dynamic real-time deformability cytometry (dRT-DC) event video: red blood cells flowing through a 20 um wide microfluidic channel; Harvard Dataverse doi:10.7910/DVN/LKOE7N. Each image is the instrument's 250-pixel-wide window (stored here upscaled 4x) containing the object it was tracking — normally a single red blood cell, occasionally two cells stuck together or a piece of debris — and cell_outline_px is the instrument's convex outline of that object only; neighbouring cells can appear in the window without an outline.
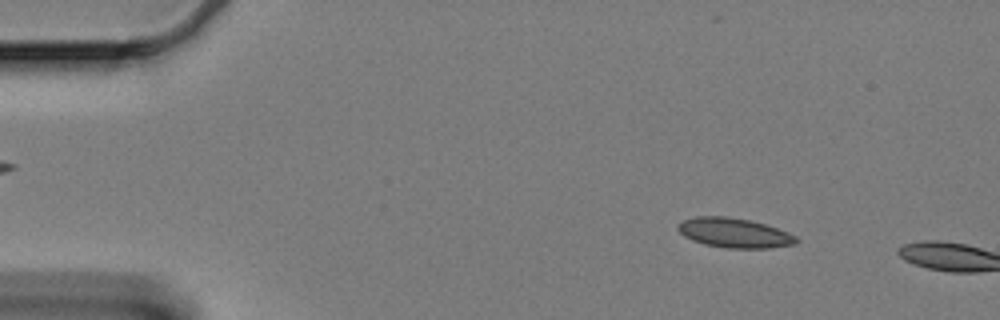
{"species": "Egyptian fruit bat (a non-hibernating species)", "species_latin": "Rousettus aegyptiacus", "temperature_condition": "cold", "stored_images_in_passage": 9, "camera_frame_rate_fps": 3000, "um_per_image_px": 0.085, "animal": {"sex": "female"}, "frame": {"image": 1, "passage_image": 7, "time_ms": 2.0, "image_size_px": [1000, 320], "cell_outline_px": [[800, 240], [796, 244], [772, 248], [724, 248], [704, 244], [692, 240], [684, 236], [676, 228], [676, 224], [684, 220], [696, 216], [728, 216], [748, 220], [764, 224], [788, 232], [796, 236]], "centroid_in_image_um": [62.41, 19.8], "position_along_channel_um": 22.6, "area_um2": 20.58}}